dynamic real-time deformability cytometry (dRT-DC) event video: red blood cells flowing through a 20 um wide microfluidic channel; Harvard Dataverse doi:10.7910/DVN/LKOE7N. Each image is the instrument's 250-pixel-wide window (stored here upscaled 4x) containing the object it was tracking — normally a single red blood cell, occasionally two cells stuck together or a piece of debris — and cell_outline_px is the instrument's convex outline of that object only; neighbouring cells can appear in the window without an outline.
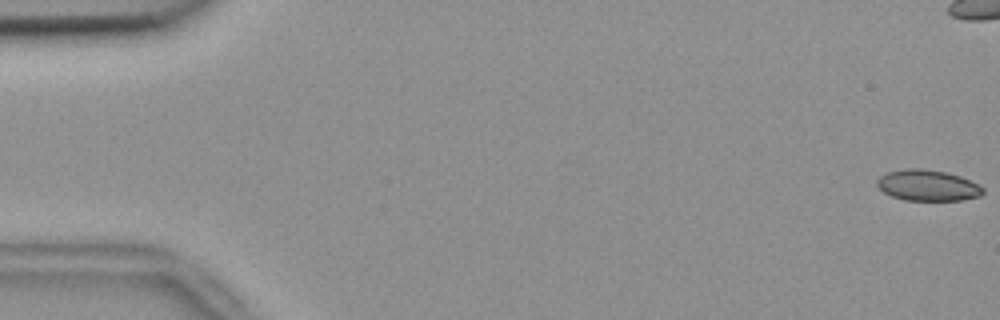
{"species": "common noctule bat (a hibernating species)", "species_latin": "Nyctalus noctula", "temperature_condition": "room temperature", "stored_images_in_passage": 56, "camera_frame_rate_fps": 3000, "um_per_image_px": 0.085, "animal": {"sex": "female", "body_mass_g": 18.4}, "frame": {"image": 1, "passage_image": 1, "time_ms": 0.0, "image_size_px": [1000, 320], "cell_outline_px": [[984, 192], [980, 196], [960, 200], [904, 200], [892, 196], [876, 188], [876, 180], [880, 176], [888, 172], [908, 168], [920, 168], [944, 172], [960, 176], [980, 184], [984, 188]], "centroid_in_image_um": [78.84, 15.76], "position_along_channel_um": 6.2, "area_um2": 19.19}}
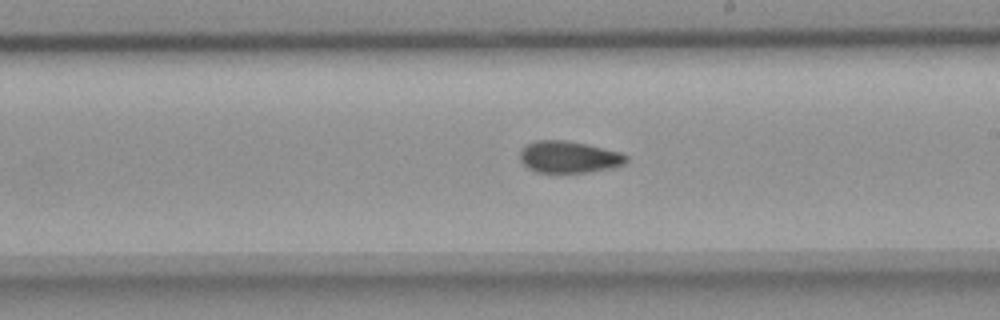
{"frame": {"image": 2, "passage_image": 32, "time_ms": 10.333, "image_size_px": [1000, 320], "cell_outline_px": [[628, 160], [624, 164], [612, 168], [592, 172], [536, 172], [528, 168], [520, 160], [520, 152], [524, 144], [536, 140], [564, 140], [584, 144], [620, 152], [628, 156]], "centroid_in_image_um": [48.34, 13.35], "position_along_channel_um": 240.7, "area_um2": 19.71}}
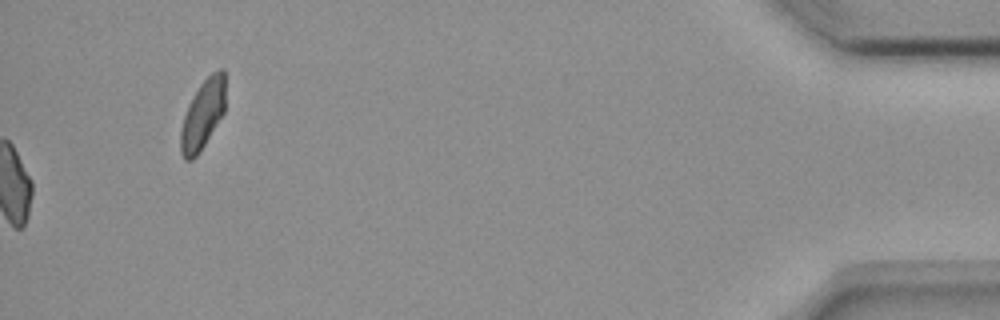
{"frame": {"image": 3, "passage_image": 56, "time_ms": 18.333, "image_size_px": [1000, 320], "cell_outline_px": [[224, 112], [200, 152], [192, 160], [184, 160], [180, 152], [180, 128], [188, 104], [192, 96], [200, 84], [212, 72], [220, 68], [224, 68]], "centroid_in_image_um": [17.2, 9.75], "position_along_channel_um": 418.0, "area_um2": 18.09}, "authors_computed_cell_mechanics": {"area_um2": 19.7098, "velocity_mm_per_s": 3.733, "shape_relaxation_time_tau1_ms": null, "shape_relaxation_time_tau2_ms": 5.0497, "deformation_change_tau1": null, "deformation_change_tau2": 0.073}}